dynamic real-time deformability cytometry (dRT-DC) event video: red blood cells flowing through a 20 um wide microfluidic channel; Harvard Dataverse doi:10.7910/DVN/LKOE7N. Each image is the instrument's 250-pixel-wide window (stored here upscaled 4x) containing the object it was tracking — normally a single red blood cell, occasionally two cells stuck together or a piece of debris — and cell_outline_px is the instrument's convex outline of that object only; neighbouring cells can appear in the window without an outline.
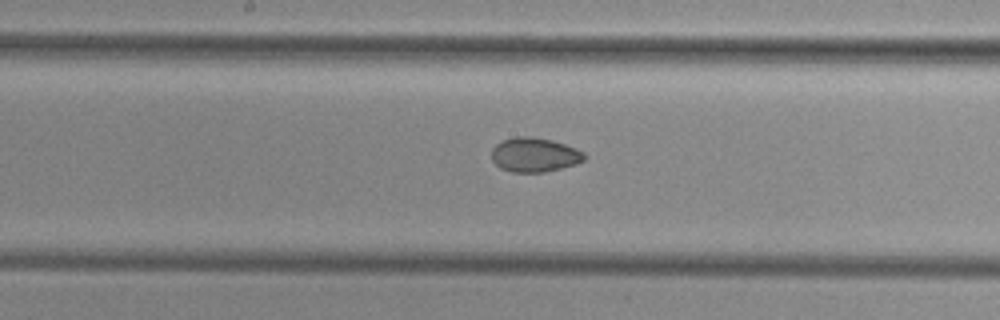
{"species": "common noctule bat (a hibernating species)", "species_latin": "Nyctalus noctula", "temperature_condition": "cold", "stored_images_in_passage": 8, "camera_frame_rate_fps": 3000, "um_per_image_px": 0.085, "animal": {"sex": "female", "body_mass_g": 29.2, "forearm_length_mm": 56.3}, "frame": {"image": 1, "passage_image": 7, "time_ms": 8.667, "image_size_px": [1000, 320], "cell_outline_px": [[584, 160], [576, 164], [544, 172], [512, 172], [500, 168], [492, 160], [492, 148], [496, 144], [504, 140], [516, 136], [532, 136], [552, 140], [576, 148], [584, 152]], "centroid_in_image_um": [45.42, 13.15], "position_along_channel_um": 202.8, "area_um2": 18.5}}
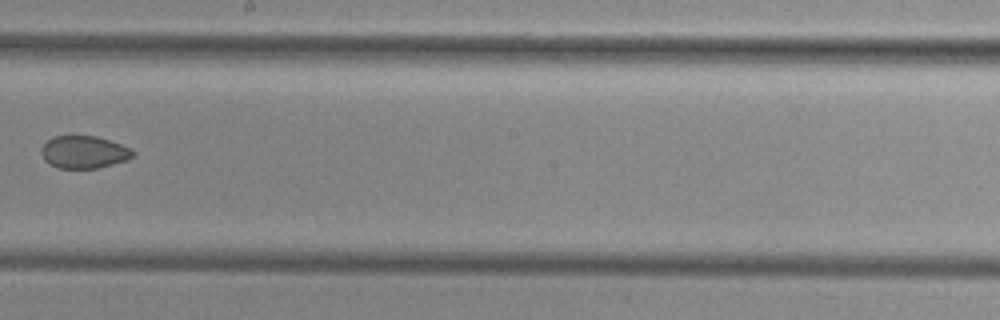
{"frame": {"image": 2, "passage_image": 8, "time_ms": 9.667, "image_size_px": [1000, 320], "cell_outline_px": [[136, 152], [128, 160], [96, 168], [60, 168], [48, 164], [44, 160], [40, 152], [40, 148], [52, 136], [96, 136], [120, 144]], "centroid_in_image_um": [7.09, 12.93], "position_along_channel_um": 241.1, "area_um2": 17.28}}